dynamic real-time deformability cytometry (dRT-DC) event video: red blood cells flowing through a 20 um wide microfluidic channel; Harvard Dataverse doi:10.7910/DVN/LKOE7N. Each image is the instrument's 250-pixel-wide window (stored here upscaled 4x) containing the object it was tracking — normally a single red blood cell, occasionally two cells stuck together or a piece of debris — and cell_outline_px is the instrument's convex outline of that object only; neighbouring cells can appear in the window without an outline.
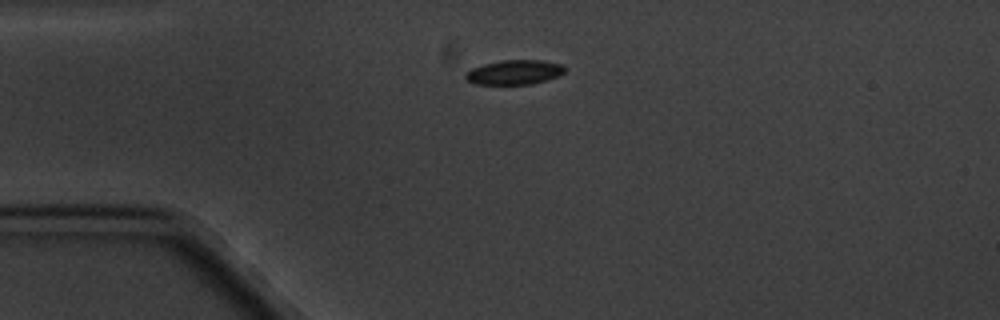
{"species": "common noctule bat (a hibernating species)", "species_latin": "Nyctalus noctula", "temperature_condition": "cold", "stored_images_in_passage": 2, "camera_frame_rate_fps": 3000, "um_per_image_px": 0.085, "animal": {"sex": "male", "body_mass_g": 20.1, "forearm_length_mm": 53.5}, "frame": {"image": 1, "passage_image": 1, "time_ms": 0.0, "image_size_px": [1000, 320], "cell_outline_px": [[564, 72], [548, 80], [532, 84], [476, 84], [468, 80], [464, 76], [464, 72], [472, 68], [484, 64], [500, 60], [540, 60], [560, 64], [564, 68]], "centroid_in_image_um": [43.68, 6.14], "position_along_channel_um": 41.3, "area_um2": 14.1}}